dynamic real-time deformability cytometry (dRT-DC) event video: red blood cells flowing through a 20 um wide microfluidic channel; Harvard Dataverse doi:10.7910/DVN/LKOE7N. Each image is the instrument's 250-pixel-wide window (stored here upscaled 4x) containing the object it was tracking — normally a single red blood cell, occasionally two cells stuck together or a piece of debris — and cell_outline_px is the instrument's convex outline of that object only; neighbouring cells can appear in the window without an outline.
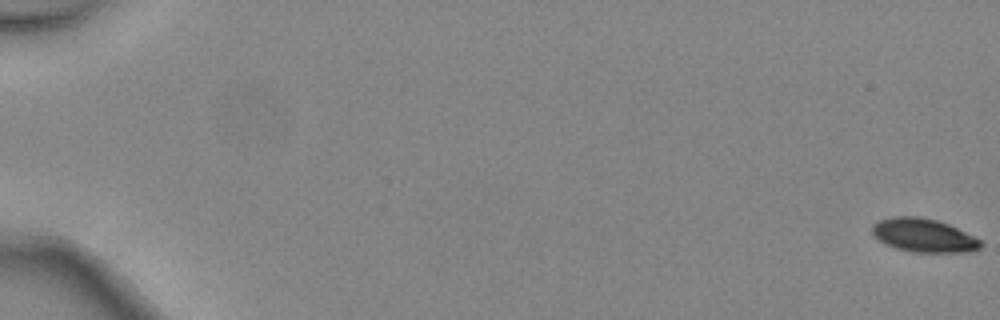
{"species": "common noctule bat (a hibernating species)", "species_latin": "Nyctalus noctula", "temperature_condition": "warm", "stored_images_in_passage": 5, "camera_frame_rate_fps": 3000, "um_per_image_px": 0.085, "animal": {"sex": "female", "body_mass_g": 24.6, "forearm_length_mm": 56.2}, "frame": {"image": 1, "passage_image": 1, "time_ms": 0.0, "image_size_px": [1000, 320], "cell_outline_px": [[984, 244], [980, 248], [972, 252], [912, 252], [896, 248], [872, 236], [872, 224], [880, 220], [892, 216], [920, 216], [936, 220], [948, 224], [980, 240]], "centroid_in_image_um": [78.5, 20.0], "position_along_channel_um": 6.5, "area_um2": 21.15}}
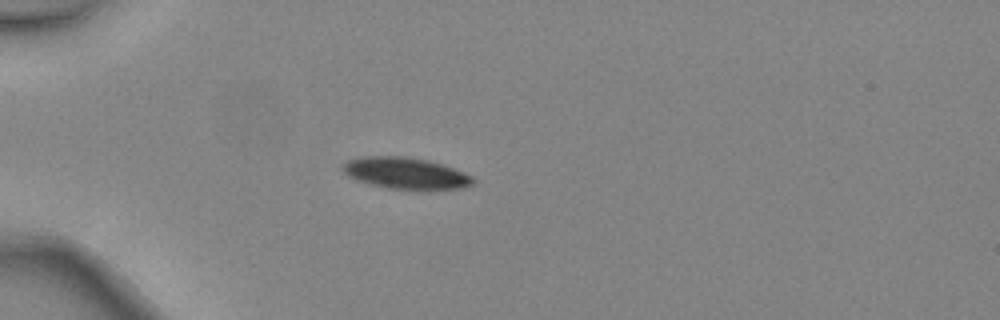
{"frame": {"image": 2, "passage_image": 4, "time_ms": 1.0, "image_size_px": [1000, 320], "cell_outline_px": [[476, 180], [472, 184], [464, 188], [428, 192], [420, 192], [388, 188], [356, 180], [348, 176], [340, 168], [348, 160], [364, 156], [404, 156], [428, 160], [464, 172], [472, 176]], "centroid_in_image_um": [34.54, 14.77], "position_along_channel_um": 50.5, "area_um2": 24.62}}